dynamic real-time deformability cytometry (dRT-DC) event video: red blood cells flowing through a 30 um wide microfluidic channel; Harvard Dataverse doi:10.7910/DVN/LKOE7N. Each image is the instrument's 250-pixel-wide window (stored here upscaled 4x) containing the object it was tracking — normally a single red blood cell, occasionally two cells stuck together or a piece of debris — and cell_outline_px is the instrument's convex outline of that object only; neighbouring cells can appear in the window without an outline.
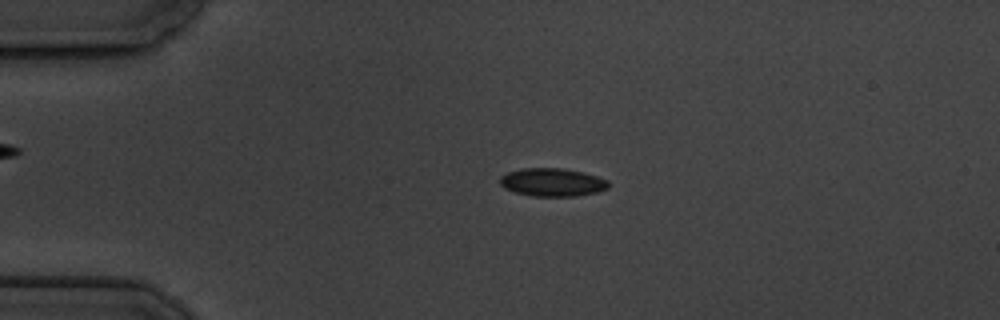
{"species": "common noctule bat (a hibernating species)", "species_latin": "Nyctalus noctula", "temperature_condition": "cold", "stored_images_in_passage": 4, "camera_frame_rate_fps": 3000, "um_per_image_px": 0.085, "animal": {"sex": "male", "body_mass_g": 19.5, "forearm_length_mm": 54.6}, "frame": {"image": 1, "passage_image": 3, "time_ms": 2.333, "image_size_px": [1000, 320], "cell_outline_px": [[608, 188], [596, 192], [576, 196], [532, 196], [516, 192], [504, 188], [500, 184], [500, 176], [508, 172], [524, 168], [564, 168], [584, 172], [608, 180]], "centroid_in_image_um": [46.94, 15.49], "position_along_channel_um": 38.1, "area_um2": 17.74}}